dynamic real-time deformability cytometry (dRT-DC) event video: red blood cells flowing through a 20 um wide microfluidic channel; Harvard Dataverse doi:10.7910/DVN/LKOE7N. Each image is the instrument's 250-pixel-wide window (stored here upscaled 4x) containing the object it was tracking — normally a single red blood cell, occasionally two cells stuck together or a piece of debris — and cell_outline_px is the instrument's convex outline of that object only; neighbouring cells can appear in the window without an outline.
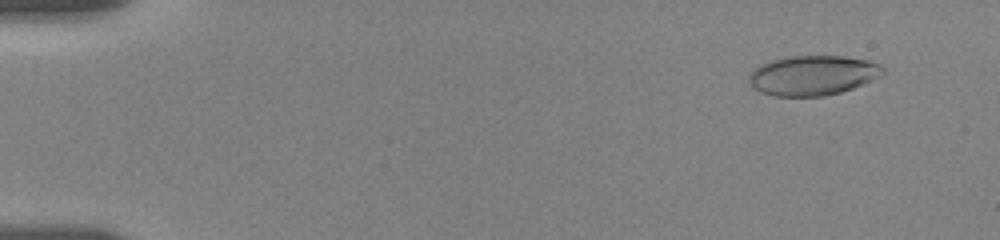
{"species": "human", "species_latin": "Homo sapiens", "temperature_condition": "room temperature", "stored_images_in_passage": 79, "camera_frame_rate_fps": 3000, "um_per_image_px": 0.085, "donor": {"sex": "female"}, "frame": {"image": 1, "passage_image": 7, "time_ms": 1.333, "image_size_px": [1000, 240], "cell_outline_px": [[884, 72], [864, 84], [840, 92], [824, 96], [772, 96], [760, 92], [748, 80], [748, 76], [760, 64], [772, 60], [788, 56], [844, 56], [868, 60], [884, 68]], "centroid_in_image_um": [69.06, 6.4], "position_along_channel_um": 15.9, "area_um2": 30.81}}
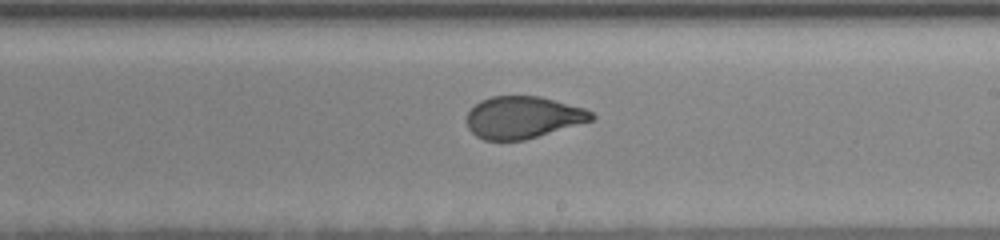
{"frame": {"image": 2, "passage_image": 45, "time_ms": 11.333, "image_size_px": [1000, 240], "cell_outline_px": [[596, 116], [592, 120], [524, 140], [484, 140], [476, 136], [468, 128], [464, 120], [468, 112], [480, 100], [492, 96], [540, 96], [584, 108], [592, 112]], "centroid_in_image_um": [44.4, 9.97], "position_along_channel_um": 244.6, "area_um2": 30.52}}
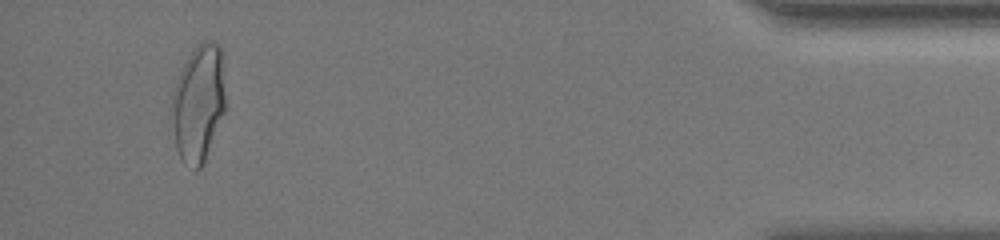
{"frame": {"image": 3, "passage_image": 73, "time_ms": 18.0, "image_size_px": [1000, 240], "cell_outline_px": [[224, 112], [204, 160], [200, 168], [196, 168], [184, 164], [176, 148], [168, 116], [172, 92], [180, 68], [196, 44], [204, 40], [212, 40], [220, 44], [224, 52]], "centroid_in_image_um": [16.83, 8.68], "position_along_channel_um": 418.4, "area_um2": 37.63}, "authors_computed_cell_mechanics": {"area_um2": 31.79, "velocity_mm_per_s": 3.5189, "shape_relaxation_time_tau1_ms": 5.4061, "shape_relaxation_time_tau2_ms": 0.8141, "deformation_change_tau1": 0.1704, "deformation_change_tau2": 0.0671}}